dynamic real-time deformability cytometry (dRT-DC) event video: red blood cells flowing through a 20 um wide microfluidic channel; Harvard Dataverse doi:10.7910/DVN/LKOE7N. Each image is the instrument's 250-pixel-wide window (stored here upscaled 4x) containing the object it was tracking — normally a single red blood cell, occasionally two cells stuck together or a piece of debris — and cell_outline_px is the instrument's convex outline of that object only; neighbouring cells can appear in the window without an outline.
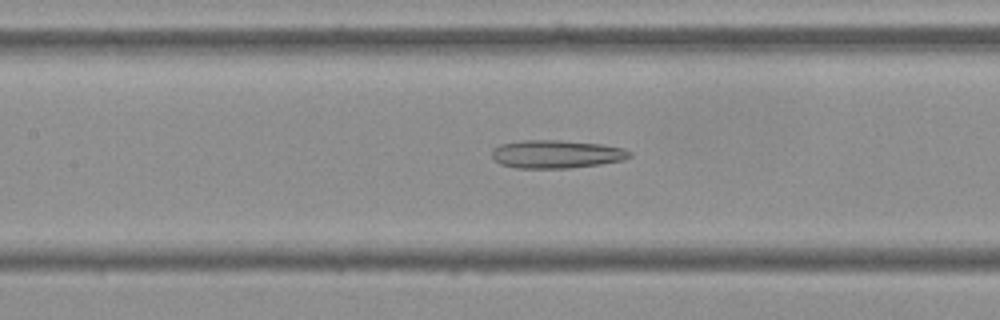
{"species": "Egyptian fruit bat (a non-hibernating species)", "species_latin": "Rousettus aegyptiacus", "temperature_condition": "cold", "stored_images_in_passage": 55, "camera_frame_rate_fps": 3000, "um_per_image_px": 0.085, "frame": {"image": 1, "passage_image": 25, "time_ms": 8.0, "image_size_px": [1000, 320], "cell_outline_px": [[632, 156], [624, 160], [600, 164], [568, 168], [516, 168], [500, 164], [492, 156], [492, 148], [500, 144], [520, 140], [560, 140], [600, 144], [624, 148], [632, 152]], "centroid_in_image_um": [47.29, 13.1], "position_along_channel_um": 160.1, "area_um2": 22.72}}
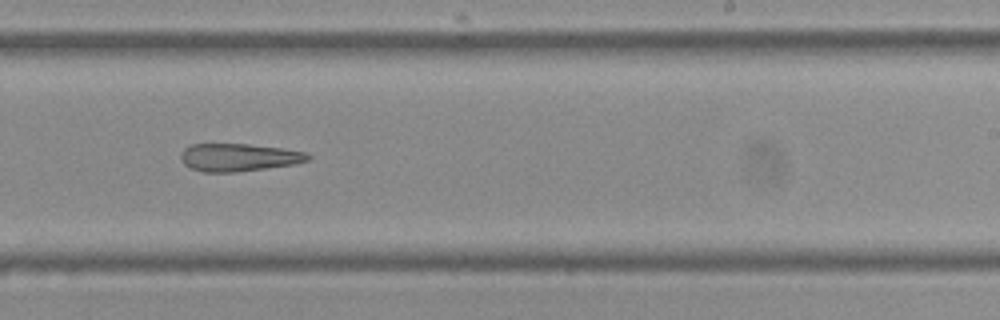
{"frame": {"image": 2, "passage_image": 34, "time_ms": 11.0, "image_size_px": [1000, 320], "cell_outline_px": [[312, 156], [308, 160], [296, 164], [236, 172], [204, 172], [192, 168], [184, 164], [180, 160], [180, 152], [184, 148], [192, 144], [248, 144], [280, 148], [308, 152]], "centroid_in_image_um": [20.29, 13.37], "position_along_channel_um": 268.7, "area_um2": 20.63}}
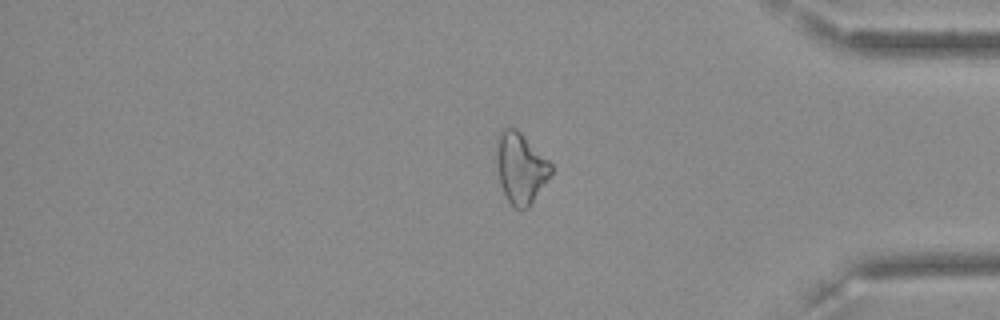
{"frame": {"image": 3, "passage_image": 46, "time_ms": 15.0, "image_size_px": [1000, 320], "cell_outline_px": [[552, 172], [528, 208], [520, 212], [508, 200], [500, 184], [496, 164], [496, 148], [500, 132], [504, 128], [516, 128], [552, 164]], "centroid_in_image_um": [44.24, 14.3], "position_along_channel_um": 391.0, "area_um2": 22.2}}